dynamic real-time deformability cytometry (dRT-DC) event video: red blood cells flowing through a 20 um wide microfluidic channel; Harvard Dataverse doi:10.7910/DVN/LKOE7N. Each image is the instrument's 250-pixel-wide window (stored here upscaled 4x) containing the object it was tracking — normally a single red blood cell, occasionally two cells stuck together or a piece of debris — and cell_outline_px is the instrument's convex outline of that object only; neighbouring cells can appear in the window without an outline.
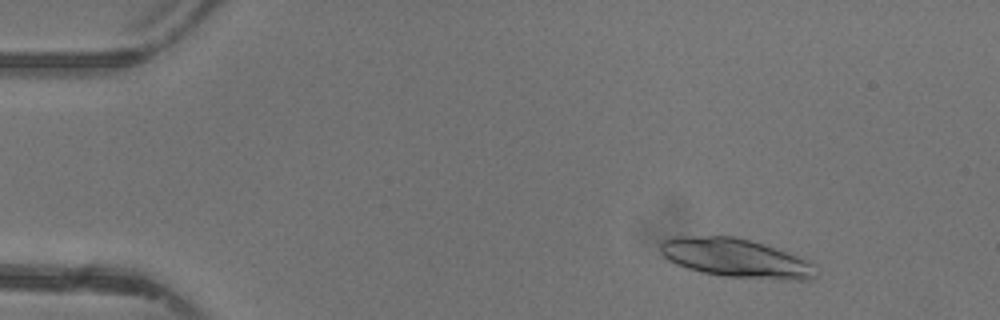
{"species": "common noctule bat (a hibernating species)", "species_latin": "Nyctalus noctula", "temperature_condition": "warm", "stored_images_in_passage": 46, "segment_of_instrument_passage": [1, 2], "camera_frame_rate_fps": 3000, "um_per_image_px": 0.085, "animal": {"sex": "female"}, "frame": {"image": 1, "passage_image": 5, "time_ms": 1.333, "image_size_px": [1000, 320], "cell_outline_px": [[816, 276], [812, 280], [780, 280], [724, 276], [700, 272], [676, 264], [668, 260], [660, 252], [660, 244], [664, 240], [672, 236], [736, 236], [752, 240], [764, 244], [808, 260], [816, 264]], "centroid_in_image_um": [62.57, 21.94], "position_along_channel_um": 22.4, "area_um2": 35.55}}